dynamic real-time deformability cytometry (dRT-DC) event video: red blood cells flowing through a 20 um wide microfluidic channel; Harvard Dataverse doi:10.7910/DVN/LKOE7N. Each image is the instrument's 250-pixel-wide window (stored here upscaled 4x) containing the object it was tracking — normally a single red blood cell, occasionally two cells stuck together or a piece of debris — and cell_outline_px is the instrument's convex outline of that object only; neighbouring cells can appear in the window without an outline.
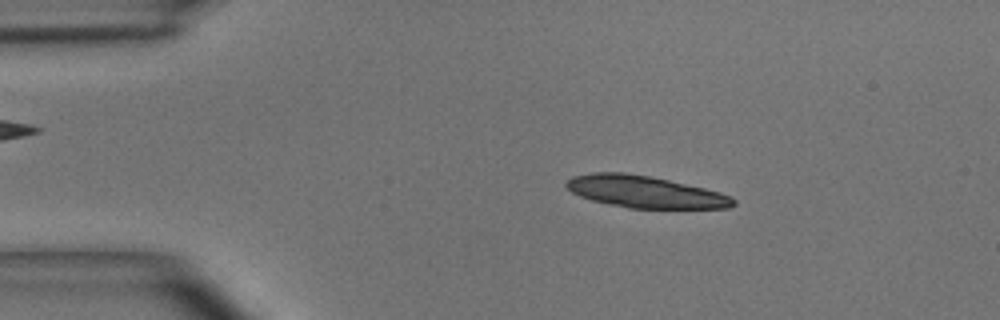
{"species": "common noctule bat (a hibernating species)", "species_latin": "Nyctalus noctula", "temperature_condition": "room temperature", "stored_images_in_passage": 48, "camera_frame_rate_fps": 3000, "um_per_image_px": 0.085, "animal": {"sex": "male", "body_mass_g": 15.6}, "frame": {"image": 1, "passage_image": 8, "time_ms": 2.333, "image_size_px": [1000, 320], "cell_outline_px": [[736, 204], [728, 208], [628, 208], [592, 200], [580, 196], [572, 192], [564, 184], [572, 176], [596, 172], [624, 172], [648, 176], [668, 180], [704, 188], [720, 192], [732, 196], [736, 200]], "centroid_in_image_um": [54.84, 16.3], "position_along_channel_um": 30.2, "area_um2": 30.87}}